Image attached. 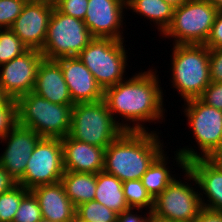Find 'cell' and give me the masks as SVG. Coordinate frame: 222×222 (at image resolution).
<instances>
[{"label":"cell","instance_id":"25","mask_svg":"<svg viewBox=\"0 0 222 222\" xmlns=\"http://www.w3.org/2000/svg\"><path fill=\"white\" fill-rule=\"evenodd\" d=\"M125 200L130 208L149 209L152 212L154 199L147 192L141 179L127 180L123 182Z\"/></svg>","mask_w":222,"mask_h":222},{"label":"cell","instance_id":"44","mask_svg":"<svg viewBox=\"0 0 222 222\" xmlns=\"http://www.w3.org/2000/svg\"><path fill=\"white\" fill-rule=\"evenodd\" d=\"M25 2H53L54 0H24Z\"/></svg>","mask_w":222,"mask_h":222},{"label":"cell","instance_id":"36","mask_svg":"<svg viewBox=\"0 0 222 222\" xmlns=\"http://www.w3.org/2000/svg\"><path fill=\"white\" fill-rule=\"evenodd\" d=\"M136 211L137 212L140 210H142V208H129L128 210H125L123 211L122 213L118 214L117 215V222H149L150 221V218H151V215H152V212H150L149 210L147 212H144L146 213V216L145 214L143 215V212H142V215L140 214H137V212H133V211Z\"/></svg>","mask_w":222,"mask_h":222},{"label":"cell","instance_id":"27","mask_svg":"<svg viewBox=\"0 0 222 222\" xmlns=\"http://www.w3.org/2000/svg\"><path fill=\"white\" fill-rule=\"evenodd\" d=\"M29 191L22 185L16 184L0 194V222H13L22 198Z\"/></svg>","mask_w":222,"mask_h":222},{"label":"cell","instance_id":"23","mask_svg":"<svg viewBox=\"0 0 222 222\" xmlns=\"http://www.w3.org/2000/svg\"><path fill=\"white\" fill-rule=\"evenodd\" d=\"M127 9L139 13L157 25L160 34H163L173 19L174 7L164 0H126Z\"/></svg>","mask_w":222,"mask_h":222},{"label":"cell","instance_id":"28","mask_svg":"<svg viewBox=\"0 0 222 222\" xmlns=\"http://www.w3.org/2000/svg\"><path fill=\"white\" fill-rule=\"evenodd\" d=\"M27 50L10 28L0 29V65L21 56Z\"/></svg>","mask_w":222,"mask_h":222},{"label":"cell","instance_id":"16","mask_svg":"<svg viewBox=\"0 0 222 222\" xmlns=\"http://www.w3.org/2000/svg\"><path fill=\"white\" fill-rule=\"evenodd\" d=\"M185 180L194 181L199 191L204 208L222 212V170L208 158H196L186 163L182 170ZM206 202V203H205Z\"/></svg>","mask_w":222,"mask_h":222},{"label":"cell","instance_id":"31","mask_svg":"<svg viewBox=\"0 0 222 222\" xmlns=\"http://www.w3.org/2000/svg\"><path fill=\"white\" fill-rule=\"evenodd\" d=\"M17 124V105L15 99H10L0 106V140L3 139Z\"/></svg>","mask_w":222,"mask_h":222},{"label":"cell","instance_id":"9","mask_svg":"<svg viewBox=\"0 0 222 222\" xmlns=\"http://www.w3.org/2000/svg\"><path fill=\"white\" fill-rule=\"evenodd\" d=\"M92 39L83 20L65 15L54 7L40 52L48 60L77 57Z\"/></svg>","mask_w":222,"mask_h":222},{"label":"cell","instance_id":"5","mask_svg":"<svg viewBox=\"0 0 222 222\" xmlns=\"http://www.w3.org/2000/svg\"><path fill=\"white\" fill-rule=\"evenodd\" d=\"M17 123L41 137L64 138L71 129L74 105H61L30 92L16 99Z\"/></svg>","mask_w":222,"mask_h":222},{"label":"cell","instance_id":"32","mask_svg":"<svg viewBox=\"0 0 222 222\" xmlns=\"http://www.w3.org/2000/svg\"><path fill=\"white\" fill-rule=\"evenodd\" d=\"M53 3L59 12L84 21L88 0H54Z\"/></svg>","mask_w":222,"mask_h":222},{"label":"cell","instance_id":"29","mask_svg":"<svg viewBox=\"0 0 222 222\" xmlns=\"http://www.w3.org/2000/svg\"><path fill=\"white\" fill-rule=\"evenodd\" d=\"M13 222H43L39 203L31 191L22 198Z\"/></svg>","mask_w":222,"mask_h":222},{"label":"cell","instance_id":"33","mask_svg":"<svg viewBox=\"0 0 222 222\" xmlns=\"http://www.w3.org/2000/svg\"><path fill=\"white\" fill-rule=\"evenodd\" d=\"M199 99L208 106L222 110V82H211Z\"/></svg>","mask_w":222,"mask_h":222},{"label":"cell","instance_id":"14","mask_svg":"<svg viewBox=\"0 0 222 222\" xmlns=\"http://www.w3.org/2000/svg\"><path fill=\"white\" fill-rule=\"evenodd\" d=\"M41 136L33 129L16 124L3 138L6 148L0 155V165L7 171L10 177L18 184L24 176L26 164L36 143Z\"/></svg>","mask_w":222,"mask_h":222},{"label":"cell","instance_id":"1","mask_svg":"<svg viewBox=\"0 0 222 222\" xmlns=\"http://www.w3.org/2000/svg\"><path fill=\"white\" fill-rule=\"evenodd\" d=\"M154 70L135 73L131 78L104 90L103 100L124 131H147L148 127H145L144 122L161 120L162 123L165 113L164 93L159 85L157 70ZM118 115L125 121L121 123L120 118L117 121Z\"/></svg>","mask_w":222,"mask_h":222},{"label":"cell","instance_id":"34","mask_svg":"<svg viewBox=\"0 0 222 222\" xmlns=\"http://www.w3.org/2000/svg\"><path fill=\"white\" fill-rule=\"evenodd\" d=\"M209 71L211 82H222V47L209 48Z\"/></svg>","mask_w":222,"mask_h":222},{"label":"cell","instance_id":"13","mask_svg":"<svg viewBox=\"0 0 222 222\" xmlns=\"http://www.w3.org/2000/svg\"><path fill=\"white\" fill-rule=\"evenodd\" d=\"M124 9L126 0H88L84 22L92 37L124 40Z\"/></svg>","mask_w":222,"mask_h":222},{"label":"cell","instance_id":"17","mask_svg":"<svg viewBox=\"0 0 222 222\" xmlns=\"http://www.w3.org/2000/svg\"><path fill=\"white\" fill-rule=\"evenodd\" d=\"M55 61L62 69L64 80L75 104L103 100L104 91L78 56L59 58Z\"/></svg>","mask_w":222,"mask_h":222},{"label":"cell","instance_id":"37","mask_svg":"<svg viewBox=\"0 0 222 222\" xmlns=\"http://www.w3.org/2000/svg\"><path fill=\"white\" fill-rule=\"evenodd\" d=\"M194 222H222V212L203 207Z\"/></svg>","mask_w":222,"mask_h":222},{"label":"cell","instance_id":"43","mask_svg":"<svg viewBox=\"0 0 222 222\" xmlns=\"http://www.w3.org/2000/svg\"><path fill=\"white\" fill-rule=\"evenodd\" d=\"M149 222H174V221L167 220V219H162V218L151 215V218H150Z\"/></svg>","mask_w":222,"mask_h":222},{"label":"cell","instance_id":"4","mask_svg":"<svg viewBox=\"0 0 222 222\" xmlns=\"http://www.w3.org/2000/svg\"><path fill=\"white\" fill-rule=\"evenodd\" d=\"M171 58V83L178 95L184 101L199 98L211 83L209 48L196 44L173 45Z\"/></svg>","mask_w":222,"mask_h":222},{"label":"cell","instance_id":"18","mask_svg":"<svg viewBox=\"0 0 222 222\" xmlns=\"http://www.w3.org/2000/svg\"><path fill=\"white\" fill-rule=\"evenodd\" d=\"M61 141L65 171L95 174L103 171L105 148L77 141L69 135Z\"/></svg>","mask_w":222,"mask_h":222},{"label":"cell","instance_id":"38","mask_svg":"<svg viewBox=\"0 0 222 222\" xmlns=\"http://www.w3.org/2000/svg\"><path fill=\"white\" fill-rule=\"evenodd\" d=\"M16 182L10 177L7 171L0 165V194L11 189Z\"/></svg>","mask_w":222,"mask_h":222},{"label":"cell","instance_id":"3","mask_svg":"<svg viewBox=\"0 0 222 222\" xmlns=\"http://www.w3.org/2000/svg\"><path fill=\"white\" fill-rule=\"evenodd\" d=\"M183 106L189 128L192 129L198 150L201 151H195L196 149L188 146L177 149L174 160L180 169H185L190 160L208 158L218 148L222 139V110L206 105L199 98L184 101Z\"/></svg>","mask_w":222,"mask_h":222},{"label":"cell","instance_id":"26","mask_svg":"<svg viewBox=\"0 0 222 222\" xmlns=\"http://www.w3.org/2000/svg\"><path fill=\"white\" fill-rule=\"evenodd\" d=\"M117 213L95 200L76 207V217L84 222H117Z\"/></svg>","mask_w":222,"mask_h":222},{"label":"cell","instance_id":"7","mask_svg":"<svg viewBox=\"0 0 222 222\" xmlns=\"http://www.w3.org/2000/svg\"><path fill=\"white\" fill-rule=\"evenodd\" d=\"M124 41L93 38L78 55L103 91L126 79L128 52Z\"/></svg>","mask_w":222,"mask_h":222},{"label":"cell","instance_id":"8","mask_svg":"<svg viewBox=\"0 0 222 222\" xmlns=\"http://www.w3.org/2000/svg\"><path fill=\"white\" fill-rule=\"evenodd\" d=\"M217 12L209 0H188L174 8L172 22L162 37L174 38L173 45H205Z\"/></svg>","mask_w":222,"mask_h":222},{"label":"cell","instance_id":"40","mask_svg":"<svg viewBox=\"0 0 222 222\" xmlns=\"http://www.w3.org/2000/svg\"><path fill=\"white\" fill-rule=\"evenodd\" d=\"M11 98L4 92L0 86V106H4Z\"/></svg>","mask_w":222,"mask_h":222},{"label":"cell","instance_id":"6","mask_svg":"<svg viewBox=\"0 0 222 222\" xmlns=\"http://www.w3.org/2000/svg\"><path fill=\"white\" fill-rule=\"evenodd\" d=\"M123 131L104 100L74 104L69 133L71 138L106 148Z\"/></svg>","mask_w":222,"mask_h":222},{"label":"cell","instance_id":"2","mask_svg":"<svg viewBox=\"0 0 222 222\" xmlns=\"http://www.w3.org/2000/svg\"><path fill=\"white\" fill-rule=\"evenodd\" d=\"M159 132L123 131L104 152L103 171L120 181L141 179L163 153Z\"/></svg>","mask_w":222,"mask_h":222},{"label":"cell","instance_id":"42","mask_svg":"<svg viewBox=\"0 0 222 222\" xmlns=\"http://www.w3.org/2000/svg\"><path fill=\"white\" fill-rule=\"evenodd\" d=\"M217 9V11H222V0H209Z\"/></svg>","mask_w":222,"mask_h":222},{"label":"cell","instance_id":"15","mask_svg":"<svg viewBox=\"0 0 222 222\" xmlns=\"http://www.w3.org/2000/svg\"><path fill=\"white\" fill-rule=\"evenodd\" d=\"M54 7L53 2L25 3L10 29L28 49L42 50Z\"/></svg>","mask_w":222,"mask_h":222},{"label":"cell","instance_id":"30","mask_svg":"<svg viewBox=\"0 0 222 222\" xmlns=\"http://www.w3.org/2000/svg\"><path fill=\"white\" fill-rule=\"evenodd\" d=\"M25 3L24 0H0V29L11 28Z\"/></svg>","mask_w":222,"mask_h":222},{"label":"cell","instance_id":"19","mask_svg":"<svg viewBox=\"0 0 222 222\" xmlns=\"http://www.w3.org/2000/svg\"><path fill=\"white\" fill-rule=\"evenodd\" d=\"M30 191L39 203L43 222H72L76 217V207L61 182L39 185Z\"/></svg>","mask_w":222,"mask_h":222},{"label":"cell","instance_id":"41","mask_svg":"<svg viewBox=\"0 0 222 222\" xmlns=\"http://www.w3.org/2000/svg\"><path fill=\"white\" fill-rule=\"evenodd\" d=\"M164 1L170 4L172 7L176 8L181 6L183 3L187 2L188 0H164Z\"/></svg>","mask_w":222,"mask_h":222},{"label":"cell","instance_id":"11","mask_svg":"<svg viewBox=\"0 0 222 222\" xmlns=\"http://www.w3.org/2000/svg\"><path fill=\"white\" fill-rule=\"evenodd\" d=\"M180 180V181H179ZM175 178L168 187L154 199L152 215L174 222H194L203 208L200 193L196 188Z\"/></svg>","mask_w":222,"mask_h":222},{"label":"cell","instance_id":"10","mask_svg":"<svg viewBox=\"0 0 222 222\" xmlns=\"http://www.w3.org/2000/svg\"><path fill=\"white\" fill-rule=\"evenodd\" d=\"M64 172L61 138L41 137L18 184L28 190L39 185L55 184L61 181Z\"/></svg>","mask_w":222,"mask_h":222},{"label":"cell","instance_id":"45","mask_svg":"<svg viewBox=\"0 0 222 222\" xmlns=\"http://www.w3.org/2000/svg\"><path fill=\"white\" fill-rule=\"evenodd\" d=\"M213 153H222V139H221L220 145Z\"/></svg>","mask_w":222,"mask_h":222},{"label":"cell","instance_id":"24","mask_svg":"<svg viewBox=\"0 0 222 222\" xmlns=\"http://www.w3.org/2000/svg\"><path fill=\"white\" fill-rule=\"evenodd\" d=\"M166 156L163 152L141 177L142 184L153 199L176 178L171 174L169 166H166L168 165V157Z\"/></svg>","mask_w":222,"mask_h":222},{"label":"cell","instance_id":"21","mask_svg":"<svg viewBox=\"0 0 222 222\" xmlns=\"http://www.w3.org/2000/svg\"><path fill=\"white\" fill-rule=\"evenodd\" d=\"M94 200L100 202L117 214L130 208L124 197L123 182L116 176L104 171L96 174Z\"/></svg>","mask_w":222,"mask_h":222},{"label":"cell","instance_id":"46","mask_svg":"<svg viewBox=\"0 0 222 222\" xmlns=\"http://www.w3.org/2000/svg\"><path fill=\"white\" fill-rule=\"evenodd\" d=\"M73 222H84V221H82V220L78 219L77 217H75Z\"/></svg>","mask_w":222,"mask_h":222},{"label":"cell","instance_id":"35","mask_svg":"<svg viewBox=\"0 0 222 222\" xmlns=\"http://www.w3.org/2000/svg\"><path fill=\"white\" fill-rule=\"evenodd\" d=\"M205 45L208 48L222 47V11L217 12L211 33Z\"/></svg>","mask_w":222,"mask_h":222},{"label":"cell","instance_id":"22","mask_svg":"<svg viewBox=\"0 0 222 222\" xmlns=\"http://www.w3.org/2000/svg\"><path fill=\"white\" fill-rule=\"evenodd\" d=\"M60 182L75 207L94 200L96 190L95 173L65 171Z\"/></svg>","mask_w":222,"mask_h":222},{"label":"cell","instance_id":"20","mask_svg":"<svg viewBox=\"0 0 222 222\" xmlns=\"http://www.w3.org/2000/svg\"><path fill=\"white\" fill-rule=\"evenodd\" d=\"M52 103L74 105L63 72L55 60L43 59L38 67L33 91Z\"/></svg>","mask_w":222,"mask_h":222},{"label":"cell","instance_id":"39","mask_svg":"<svg viewBox=\"0 0 222 222\" xmlns=\"http://www.w3.org/2000/svg\"><path fill=\"white\" fill-rule=\"evenodd\" d=\"M208 159L216 164L222 170V153H212Z\"/></svg>","mask_w":222,"mask_h":222},{"label":"cell","instance_id":"12","mask_svg":"<svg viewBox=\"0 0 222 222\" xmlns=\"http://www.w3.org/2000/svg\"><path fill=\"white\" fill-rule=\"evenodd\" d=\"M43 59L39 50L28 49L21 56L0 65V86L4 92L15 100L32 92Z\"/></svg>","mask_w":222,"mask_h":222}]
</instances>
